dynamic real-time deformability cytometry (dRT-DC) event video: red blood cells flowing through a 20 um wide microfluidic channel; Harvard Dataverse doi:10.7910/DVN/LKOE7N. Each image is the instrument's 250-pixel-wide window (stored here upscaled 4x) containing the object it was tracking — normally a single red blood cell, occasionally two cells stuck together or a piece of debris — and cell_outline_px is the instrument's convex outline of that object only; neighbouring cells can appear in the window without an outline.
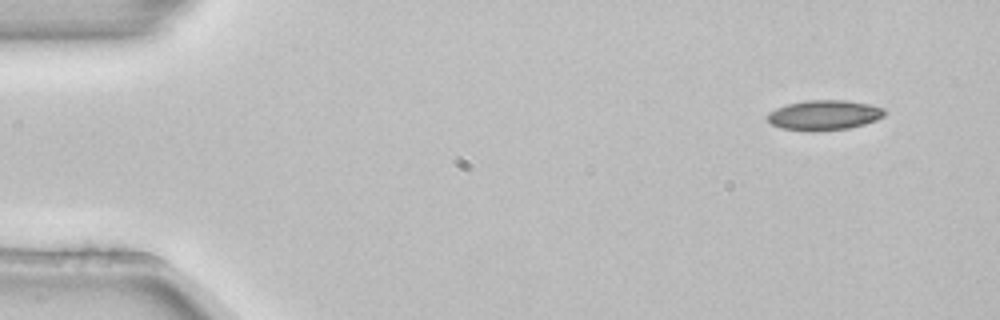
{"species": "common noctule bat (a hibernating species)", "species_latin": "Nyctalus noctula", "temperature_condition": "room temperature", "stored_images_in_passage": 5, "camera_frame_rate_fps": 3000, "um_per_image_px": 0.085, "animal": {"sex": "female", "body_mass_g": 22.7, "forearm_length_mm": 54.2}, "frame": {"image": 1, "passage_image": 1, "time_ms": 0.0, "image_size_px": [1000, 320], "cell_outline_px": [[888, 112], [884, 116], [876, 120], [864, 124], [848, 128], [812, 132], [808, 132], [780, 128], [772, 124], [768, 120], [768, 112], [776, 108], [788, 104], [808, 100], [844, 100], [868, 104], [884, 108]], "centroid_in_image_um": [70.06, 9.79], "position_along_channel_um": 14.9, "area_um2": 20.58}}
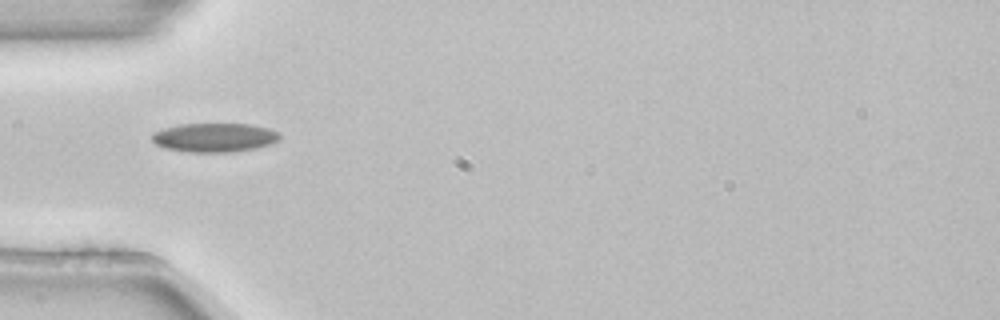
{"frame": {"image": 2, "passage_image": 4, "time_ms": 1.0, "image_size_px": [1000, 320], "cell_outline_px": [[280, 140], [272, 144], [256, 148], [232, 152], [188, 152], [164, 148], [156, 144], [152, 140], [152, 132], [164, 128], [180, 124], [252, 124], [268, 128], [280, 132]], "centroid_in_image_um": [18.25, 11.69], "position_along_channel_um": 66.7, "area_um2": 21.79}}